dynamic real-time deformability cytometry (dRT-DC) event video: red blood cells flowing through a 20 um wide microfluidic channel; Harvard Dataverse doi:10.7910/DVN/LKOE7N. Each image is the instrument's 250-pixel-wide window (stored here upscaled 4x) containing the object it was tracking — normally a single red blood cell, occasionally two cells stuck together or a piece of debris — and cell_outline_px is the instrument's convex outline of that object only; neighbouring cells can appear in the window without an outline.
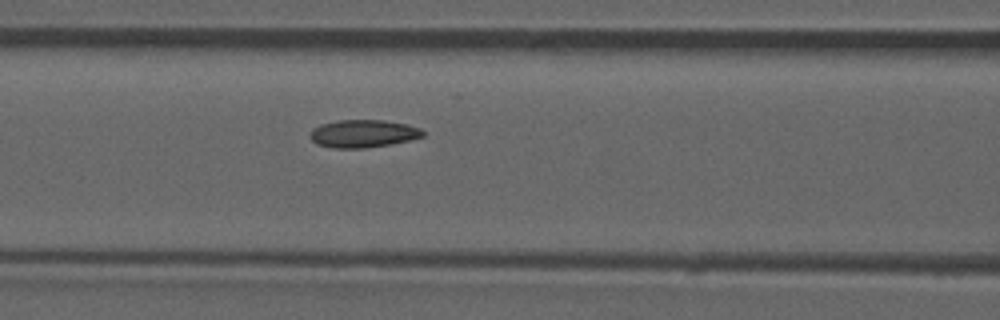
{"species": "common noctule bat (a hibernating species)", "species_latin": "Nyctalus noctula", "temperature_condition": "room temperature", "stored_images_in_passage": 48, "camera_frame_rate_fps": 3000, "um_per_image_px": 0.085, "animal": {"sex": "male", "forearm_length_mm": 52.5}, "frame": {"image": 1, "passage_image": 21, "time_ms": 6.667, "image_size_px": [1000, 320], "cell_outline_px": [[424, 136], [408, 140], [388, 144], [364, 148], [332, 148], [316, 144], [308, 136], [308, 132], [312, 128], [320, 124], [340, 120], [384, 120], [408, 124], [420, 128], [424, 132]], "centroid_in_image_um": [30.81, 11.35], "position_along_channel_um": 135.8, "area_um2": 18.32}}